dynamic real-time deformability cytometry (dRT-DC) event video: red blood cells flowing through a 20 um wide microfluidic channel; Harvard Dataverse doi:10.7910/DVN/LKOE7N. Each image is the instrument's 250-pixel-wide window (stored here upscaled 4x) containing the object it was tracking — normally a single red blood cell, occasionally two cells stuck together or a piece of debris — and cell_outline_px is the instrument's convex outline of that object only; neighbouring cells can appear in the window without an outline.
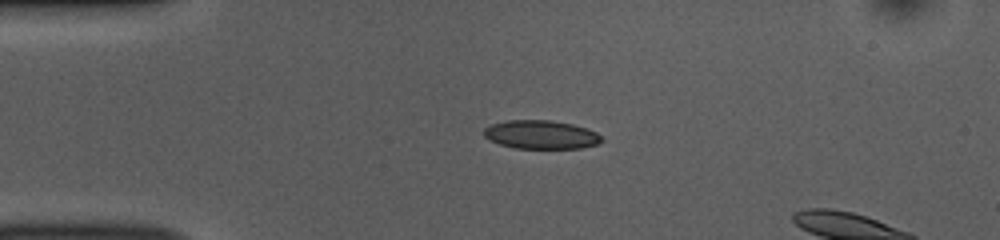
{"species": "common noctule bat (a hibernating species)", "species_latin": "Nyctalus noctula", "temperature_condition": "room temperature", "stored_images_in_passage": 5, "camera_frame_rate_fps": 3000, "um_per_image_px": 0.085, "animal": {"sex": "female", "body_mass_g": 10.0, "forearm_length_mm": 53.1}, "frame": {"image": 1, "passage_image": 1, "time_ms": 0.0, "image_size_px": [1000, 240], "cell_outline_px": [[604, 140], [596, 144], [580, 148], [516, 148], [500, 144], [488, 140], [484, 136], [484, 128], [492, 124], [508, 120], [552, 120], [572, 124], [588, 128], [604, 136]], "centroid_in_image_um": [46.01, 11.44], "position_along_channel_um": 39.0, "area_um2": 19.71}}